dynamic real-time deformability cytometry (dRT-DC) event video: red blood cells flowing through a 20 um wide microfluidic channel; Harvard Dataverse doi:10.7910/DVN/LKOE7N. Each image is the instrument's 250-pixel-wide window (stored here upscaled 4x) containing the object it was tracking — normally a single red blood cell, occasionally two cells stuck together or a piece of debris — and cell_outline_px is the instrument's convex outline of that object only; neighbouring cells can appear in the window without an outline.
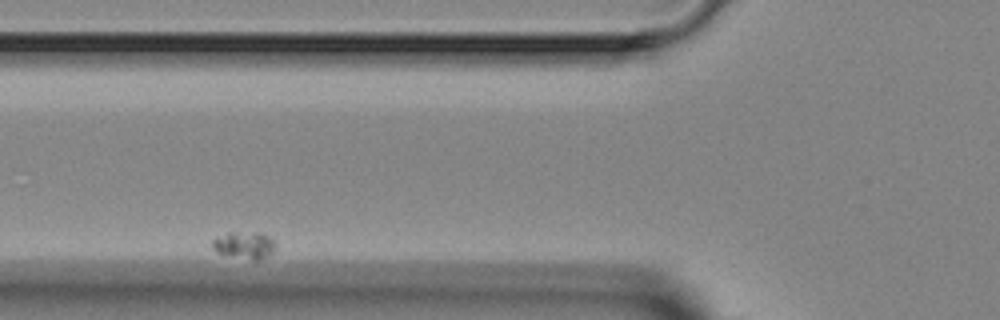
{"species": "Egyptian fruit bat (a non-hibernating species)", "species_latin": "Rousettus aegyptiacus", "temperature_condition": "room temperature", "stored_images_in_passage": 7, "segment_of_instrument_passage": [2, 2], "camera_frame_rate_fps": 3000, "um_per_image_px": 0.085, "animal": {"sex": "female"}, "frame": {"image": 1, "passage_image": 6, "time_ms": 6.0, "image_size_px": [1000, 320], "cell_outline_px": [[276, 248], [268, 256], [260, 260], [252, 260], [216, 252], [212, 248], [212, 240], [228, 232], [260, 232], [272, 236], [276, 244]], "centroid_in_image_um": [20.83, 20.82], "position_along_channel_um": 105.0, "area_um2": 10.17}}